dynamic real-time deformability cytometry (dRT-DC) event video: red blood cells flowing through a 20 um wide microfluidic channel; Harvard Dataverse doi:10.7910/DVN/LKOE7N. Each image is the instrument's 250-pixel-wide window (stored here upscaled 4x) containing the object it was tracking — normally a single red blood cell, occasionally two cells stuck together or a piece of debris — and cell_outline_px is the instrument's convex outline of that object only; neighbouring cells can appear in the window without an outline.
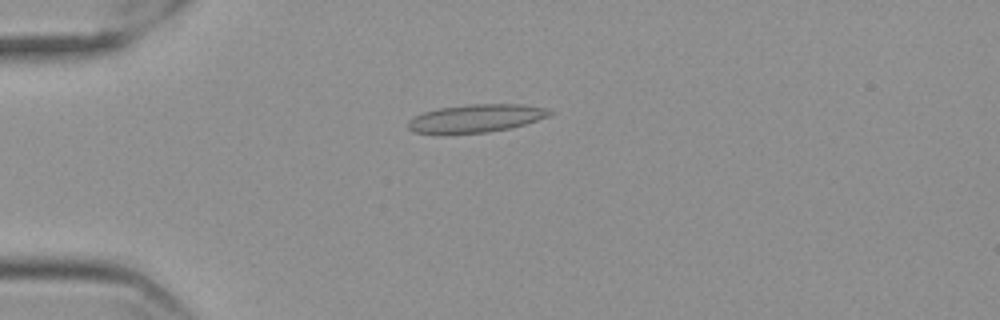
{"species": "Egyptian fruit bat (a non-hibernating species)", "species_latin": "Rousettus aegyptiacus", "temperature_condition": "cold", "stored_images_in_passage": 50, "camera_frame_rate_fps": 3000, "um_per_image_px": 0.085, "frame": {"image": 1, "passage_image": 8, "time_ms": 2.333, "image_size_px": [1000, 320], "cell_outline_px": [[552, 112], [548, 116], [524, 124], [508, 128], [488, 132], [448, 136], [436, 136], [412, 132], [408, 128], [408, 120], [424, 112], [436, 108], [468, 104], [524, 104], [548, 108]], "centroid_in_image_um": [40.35, 10.09], "position_along_channel_um": 44.7, "area_um2": 23.87}}
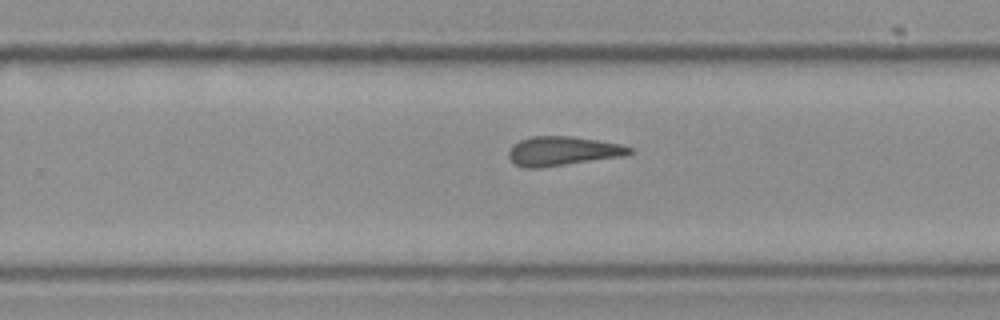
{"frame": {"image": 2, "passage_image": 30, "time_ms": 9.667, "image_size_px": [1000, 320], "cell_outline_px": [[636, 152], [624, 156], [540, 168], [524, 168], [516, 164], [508, 156], [508, 152], [512, 144], [520, 140], [532, 136], [568, 136], [596, 140], [620, 144], [632, 148]], "centroid_in_image_um": [47.83, 12.84], "position_along_channel_um": 282.0, "area_um2": 20.58}}
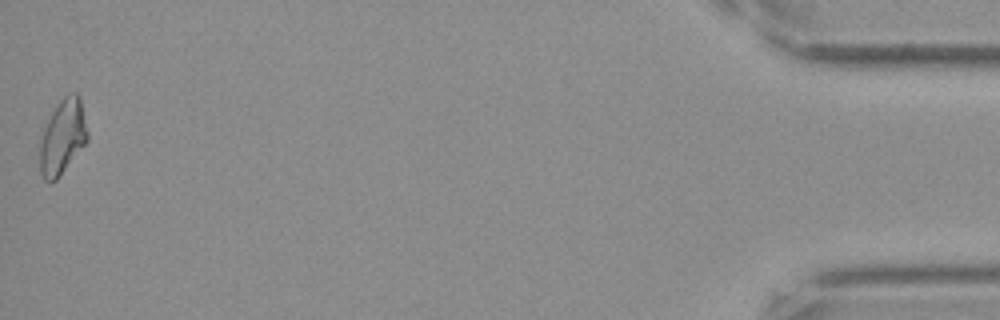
{"frame": {"image": 3, "passage_image": 50, "time_ms": 16.333, "image_size_px": [1000, 320], "cell_outline_px": [[88, 140], [56, 180], [44, 180], [40, 172], [40, 136], [52, 112], [60, 100], [68, 92], [76, 92], [80, 96], [88, 132]], "centroid_in_image_um": [5.33, 11.6], "position_along_channel_um": 429.9, "area_um2": 20.63}, "authors_computed_cell_mechanics": {"area_um2": 20.7502, "velocity_mm_per_s": 3.5763, "shape_relaxation_time_tau1_ms": null, "shape_relaxation_time_tau2_ms": 2.6019, "deformation_change_tau1": null, "deformation_change_tau2": 0.1237}}